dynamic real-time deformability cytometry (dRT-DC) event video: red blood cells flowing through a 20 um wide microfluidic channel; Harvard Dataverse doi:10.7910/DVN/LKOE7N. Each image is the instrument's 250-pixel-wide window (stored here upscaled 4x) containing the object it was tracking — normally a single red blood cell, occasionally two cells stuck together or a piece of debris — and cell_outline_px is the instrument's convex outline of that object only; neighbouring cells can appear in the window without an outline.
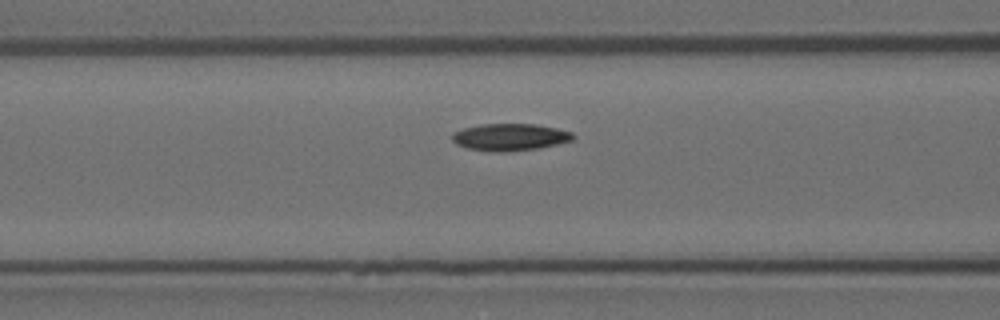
{"species": "Egyptian fruit bat (a non-hibernating species)", "species_latin": "Rousettus aegyptiacus", "temperature_condition": "room temperature", "stored_images_in_passage": 39, "camera_frame_rate_fps": 3000, "um_per_image_px": 0.085, "animal": {"sex": "female"}, "frame": {"image": 1, "passage_image": 16, "time_ms": 5.0, "image_size_px": [1000, 320], "cell_outline_px": [[576, 136], [572, 140], [556, 144], [536, 148], [496, 152], [468, 148], [456, 144], [452, 140], [452, 132], [464, 128], [480, 124], [536, 124], [556, 128], [572, 132]], "centroid_in_image_um": [43.33, 11.64], "position_along_channel_um": 123.3, "area_um2": 18.84}}
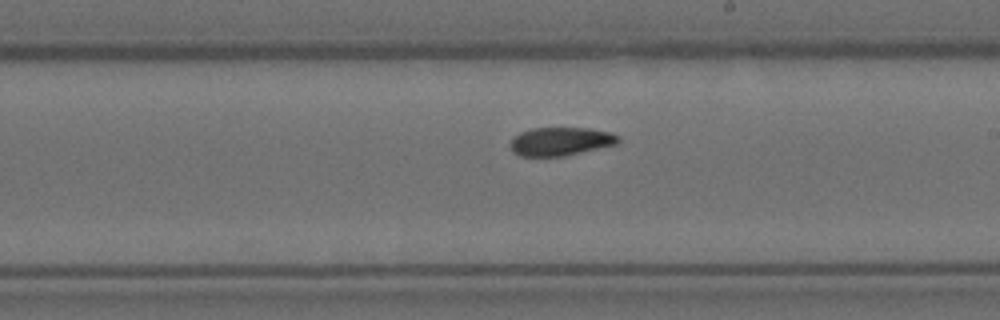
{"frame": {"image": 2, "passage_image": 26, "time_ms": 8.333, "image_size_px": [1000, 320], "cell_outline_px": [[620, 140], [616, 144], [564, 156], [520, 156], [512, 152], [508, 144], [520, 132], [532, 128], [588, 128], [612, 132], [620, 136]], "centroid_in_image_um": [47.64, 12.02], "position_along_channel_um": 241.4, "area_um2": 17.92}}
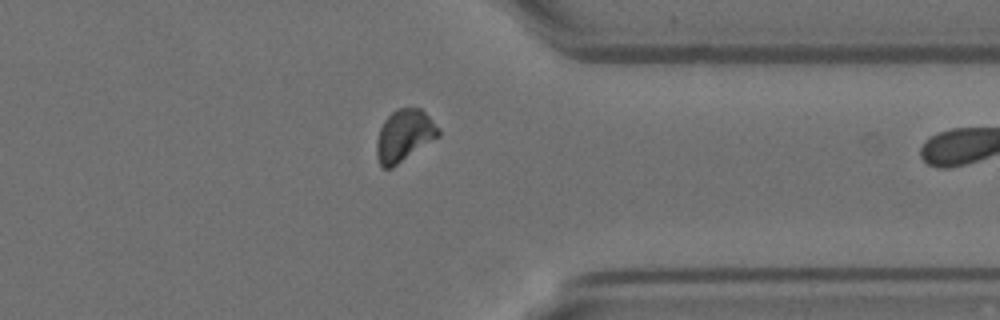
{"frame": {"image": 3, "passage_image": 38, "time_ms": 12.333, "image_size_px": [1000, 320], "cell_outline_px": [[440, 136], [392, 168], [384, 168], [380, 164], [376, 156], [376, 140], [380, 128], [384, 120], [396, 108], [420, 108], [440, 128]], "centroid_in_image_um": [34.35, 11.53], "position_along_channel_um": 377.0, "area_um2": 18.73}}